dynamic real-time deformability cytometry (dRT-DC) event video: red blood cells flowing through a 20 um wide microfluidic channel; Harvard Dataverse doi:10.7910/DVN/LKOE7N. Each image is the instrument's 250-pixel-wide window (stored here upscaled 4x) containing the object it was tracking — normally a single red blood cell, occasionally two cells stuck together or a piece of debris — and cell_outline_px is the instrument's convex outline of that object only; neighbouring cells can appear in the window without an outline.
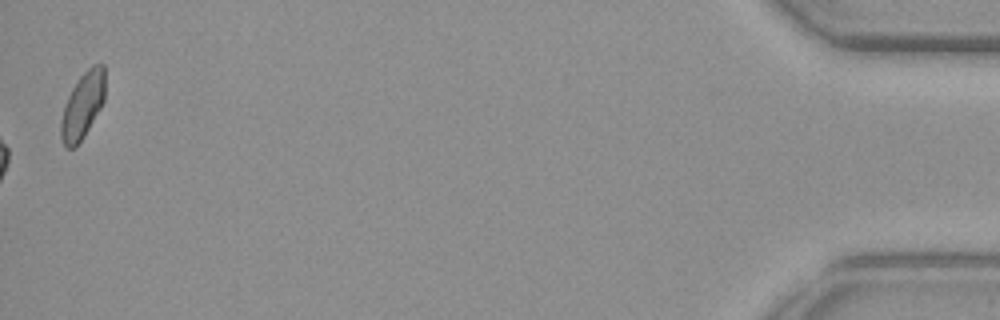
{"species": "common noctule bat (a hibernating species)", "species_latin": "Nyctalus noctula", "temperature_condition": "warm", "stored_images_in_passage": 39, "camera_frame_rate_fps": 3000, "um_per_image_px": 0.085, "animal": {"sex": "female", "body_mass_g": 29.2, "forearm_length_mm": 56.3}, "frame": {"image": 1, "passage_image": 39, "time_ms": 12.667, "image_size_px": [1000, 320], "cell_outline_px": [[104, 100], [100, 108], [84, 136], [76, 148], [64, 148], [60, 136], [60, 120], [64, 104], [72, 88], [80, 76], [92, 64], [104, 64]], "centroid_in_image_um": [6.99, 9.0], "position_along_channel_um": 428.2, "area_um2": 17.11}, "authors_computed_cell_mechanics": {"area_um2": 19.4208, "velocity_mm_per_s": 3.8959, "shape_relaxation_time_tau1_ms": 11.1885, "shape_relaxation_time_tau2_ms": 1.6408, "deformation_change_tau1": 0.2706, "deformation_change_tau2": 0.0959}}